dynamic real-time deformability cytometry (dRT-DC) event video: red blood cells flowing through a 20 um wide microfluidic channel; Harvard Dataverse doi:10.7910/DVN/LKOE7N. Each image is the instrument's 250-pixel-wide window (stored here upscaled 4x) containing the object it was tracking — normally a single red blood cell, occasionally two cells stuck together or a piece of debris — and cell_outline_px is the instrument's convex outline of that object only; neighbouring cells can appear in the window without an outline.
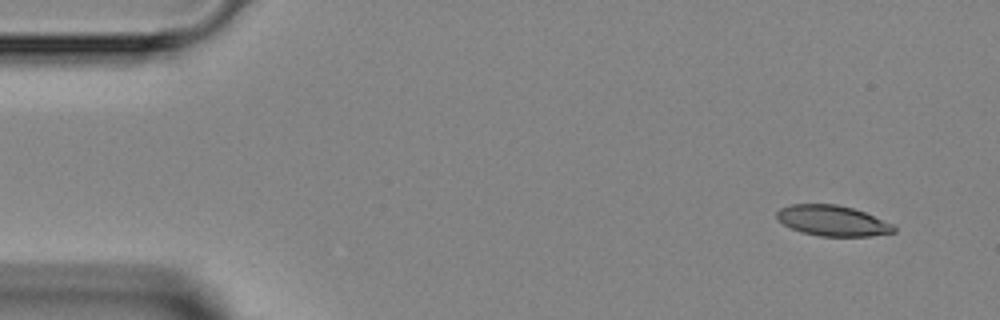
{"species": "Egyptian fruit bat (a non-hibernating species)", "species_latin": "Rousettus aegyptiacus", "temperature_condition": "room temperature", "stored_images_in_passage": 8, "camera_frame_rate_fps": 3000, "um_per_image_px": 0.085, "animal": {"sex": "female"}, "frame": {"image": 1, "passage_image": 2, "time_ms": 1.0, "image_size_px": [1000, 320], "cell_outline_px": [[896, 232], [872, 236], [820, 236], [800, 232], [776, 220], [776, 212], [780, 208], [792, 204], [836, 204], [852, 208], [864, 212], [892, 224], [896, 228]], "centroid_in_image_um": [70.74, 18.76], "position_along_channel_um": 14.3, "area_um2": 20.81}}
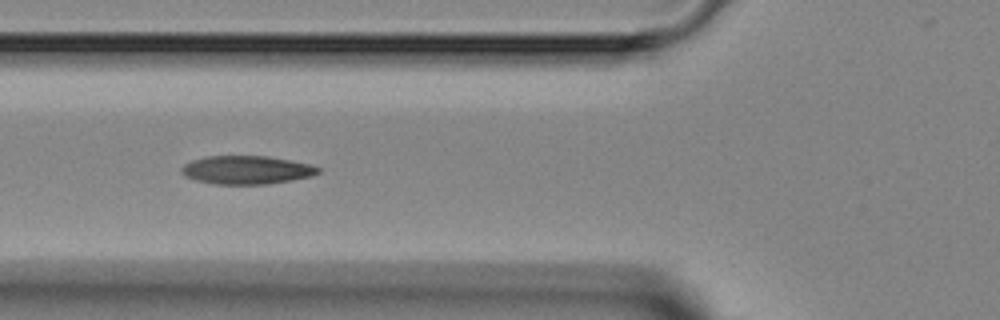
{"frame": {"image": 2, "passage_image": 6, "time_ms": 5.667, "image_size_px": [1000, 320], "cell_outline_px": [[320, 172], [312, 176], [292, 180], [268, 184], [216, 184], [196, 180], [184, 176], [180, 172], [180, 168], [184, 164], [192, 160], [204, 156], [268, 156], [308, 164], [320, 168]], "centroid_in_image_um": [20.92, 14.44], "position_along_channel_um": 104.9, "area_um2": 22.6}}
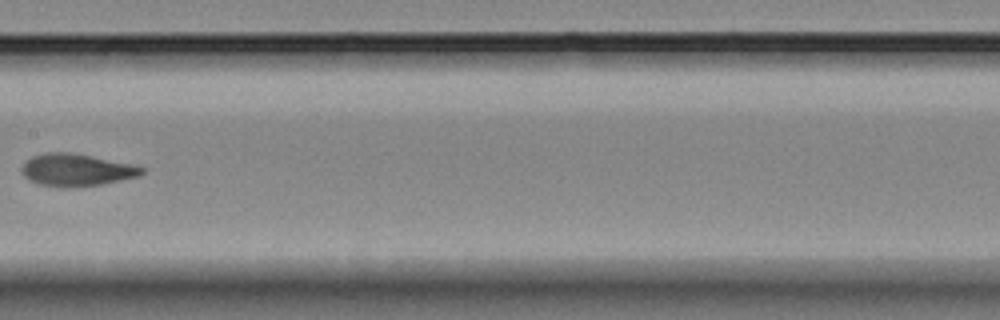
{"frame": {"image": 3, "passage_image": 8, "time_ms": 8.0, "image_size_px": [1000, 320], "cell_outline_px": [[144, 172], [140, 176], [100, 184], [76, 188], [60, 188], [40, 184], [28, 180], [20, 172], [20, 168], [32, 156], [44, 152], [68, 152], [92, 156], [132, 164], [144, 168]], "centroid_in_image_um": [6.46, 14.46], "position_along_channel_um": 200.9, "area_um2": 22.77}}